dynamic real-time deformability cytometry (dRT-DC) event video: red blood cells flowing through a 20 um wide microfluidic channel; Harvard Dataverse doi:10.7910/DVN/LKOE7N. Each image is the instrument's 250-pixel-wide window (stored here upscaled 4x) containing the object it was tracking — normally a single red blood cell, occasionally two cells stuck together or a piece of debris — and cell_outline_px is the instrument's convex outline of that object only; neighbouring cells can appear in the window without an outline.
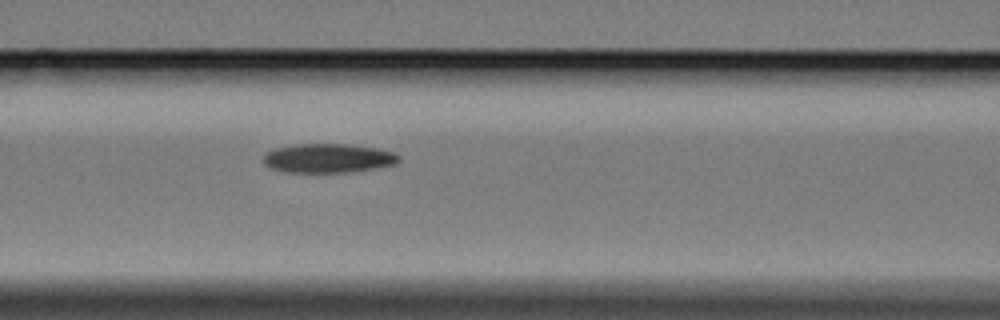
{"species": "Egyptian fruit bat (a non-hibernating species)", "species_latin": "Rousettus aegyptiacus", "temperature_condition": "cold", "stored_images_in_passage": 5, "segment_of_instrument_passage": [1, 2], "camera_frame_rate_fps": 3000, "um_per_image_px": 0.085, "animal": {"sex": "female"}, "frame": {"image": 1, "passage_image": 4, "time_ms": 4.333, "image_size_px": [1000, 320], "cell_outline_px": [[400, 160], [396, 164], [352, 172], [288, 172], [272, 168], [264, 164], [264, 152], [276, 148], [296, 144], [344, 144], [380, 148], [392, 152], [400, 156]], "centroid_in_image_um": [27.91, 13.44], "position_along_channel_um": 138.7, "area_um2": 22.95}}